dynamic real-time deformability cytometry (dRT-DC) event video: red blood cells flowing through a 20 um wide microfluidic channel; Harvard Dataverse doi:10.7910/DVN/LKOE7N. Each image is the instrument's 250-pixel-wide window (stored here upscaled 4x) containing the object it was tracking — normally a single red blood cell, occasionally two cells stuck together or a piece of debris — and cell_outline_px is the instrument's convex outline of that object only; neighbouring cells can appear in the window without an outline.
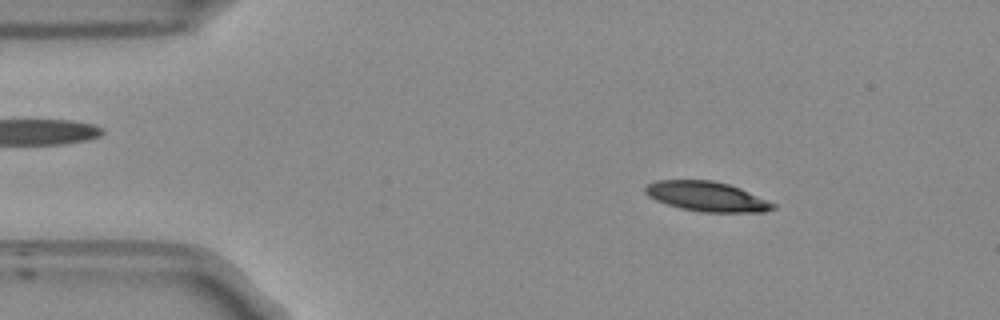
{"species": "Egyptian fruit bat (a non-hibernating species)", "species_latin": "Rousettus aegyptiacus", "temperature_condition": "room temperature", "stored_images_in_passage": 49, "camera_frame_rate_fps": 3000, "um_per_image_px": 0.085, "frame": {"image": 1, "passage_image": 4, "time_ms": 1.0, "image_size_px": [1000, 320], "cell_outline_px": [[776, 208], [764, 212], [704, 212], [680, 208], [656, 200], [648, 196], [644, 192], [644, 188], [648, 184], [656, 180], [712, 180], [728, 184], [740, 188], [776, 204]], "centroid_in_image_um": [60.07, 16.7], "position_along_channel_um": 24.9, "area_um2": 22.08}}
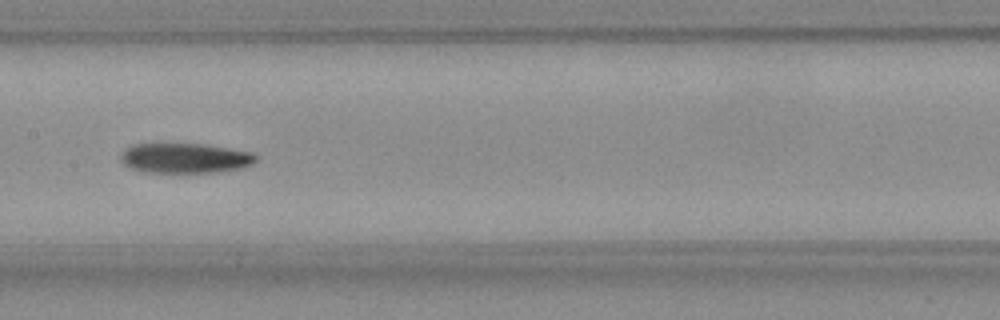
{"frame": {"image": 2, "passage_image": 22, "time_ms": 7.0, "image_size_px": [1000, 320], "cell_outline_px": [[256, 160], [252, 164], [244, 168], [216, 172], [144, 172], [132, 168], [124, 164], [120, 160], [120, 156], [124, 148], [132, 144], [200, 144], [248, 152], [256, 156]], "centroid_in_image_um": [15.67, 13.45], "position_along_channel_um": 191.7, "area_um2": 23.35}}
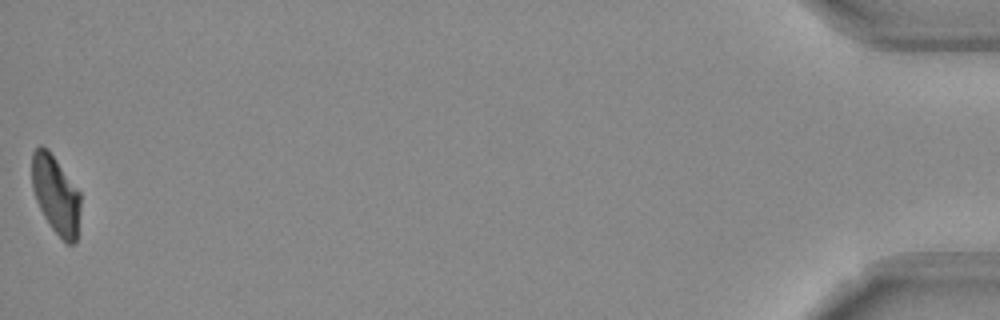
{"frame": {"image": 3, "passage_image": 49, "time_ms": 16.0, "image_size_px": [1000, 320], "cell_outline_px": [[80, 208], [76, 240], [72, 244], [68, 244], [52, 228], [44, 216], [36, 200], [32, 188], [32, 152], [40, 144], [48, 148], [80, 192]], "centroid_in_image_um": [4.73, 16.5], "position_along_channel_um": 430.5, "area_um2": 21.96}}